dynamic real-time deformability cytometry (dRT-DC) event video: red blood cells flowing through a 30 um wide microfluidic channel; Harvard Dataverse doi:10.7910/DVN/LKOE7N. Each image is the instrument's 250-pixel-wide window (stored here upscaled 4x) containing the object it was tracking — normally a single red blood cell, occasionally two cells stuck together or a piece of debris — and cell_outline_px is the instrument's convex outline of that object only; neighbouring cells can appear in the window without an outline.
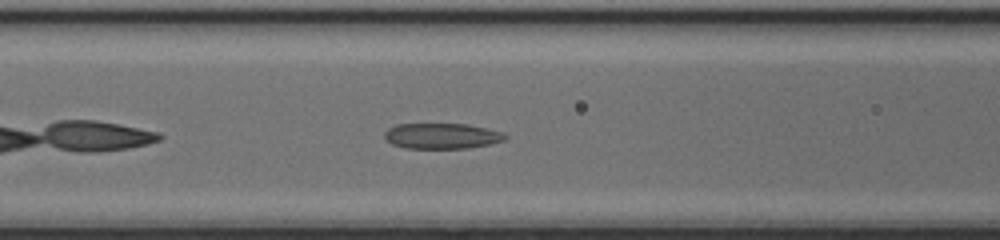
{"species": "common noctule bat (a hibernating species)", "species_latin": "Nyctalus noctula", "temperature_condition": "cold", "stored_images_in_passage": 35, "camera_frame_rate_fps": 3000, "um_per_image_px": 0.085, "animal": {"sex": "female", "body_mass_g": 17.0, "forearm_length_mm": 48.0}, "frame": {"image": 1, "passage_image": 7, "time_ms": 2.0, "image_size_px": [1000, 240], "cell_outline_px": [[508, 136], [504, 140], [488, 144], [468, 148], [404, 148], [392, 144], [384, 136], [384, 132], [388, 128], [396, 124], [468, 124], [504, 132]], "centroid_in_image_um": [37.55, 11.55], "position_along_channel_um": 129.0, "area_um2": 17.98}}
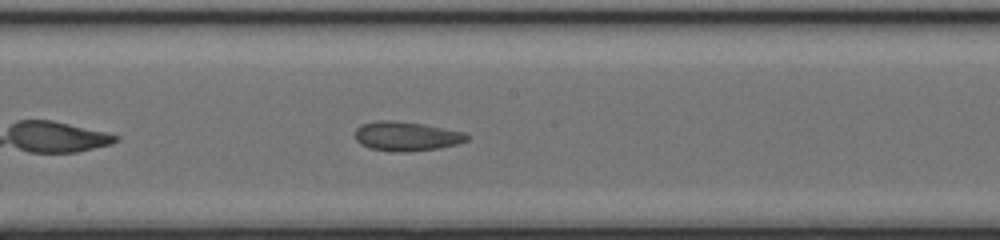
{"frame": {"image": 2, "passage_image": 13, "time_ms": 4.0, "image_size_px": [1000, 240], "cell_outline_px": [[468, 140], [456, 144], [440, 148], [408, 152], [396, 152], [368, 148], [360, 144], [356, 140], [356, 128], [360, 124], [376, 120], [392, 120], [424, 124], [464, 132], [468, 136]], "centroid_in_image_um": [34.51, 11.58], "position_along_channel_um": 213.7, "area_um2": 19.25}}
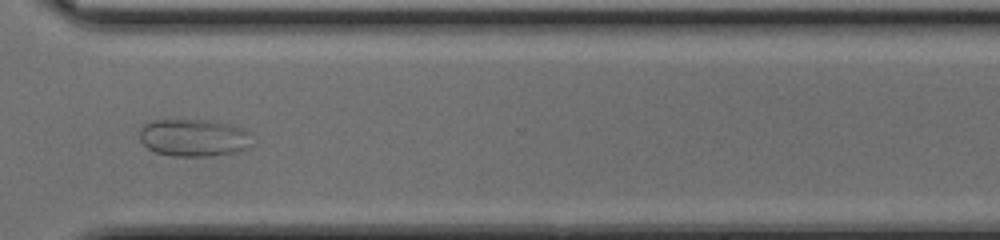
{"frame": {"image": 3, "passage_image": 23, "time_ms": 7.333, "image_size_px": [1000, 240], "cell_outline_px": [[252, 144], [248, 148], [236, 152], [212, 156], [172, 156], [156, 152], [148, 148], [140, 140], [140, 128], [144, 124], [152, 120], [208, 120], [232, 124], [244, 128], [252, 132]], "centroid_in_image_um": [16.53, 11.7], "position_along_channel_um": 354.1, "area_um2": 24.97}}